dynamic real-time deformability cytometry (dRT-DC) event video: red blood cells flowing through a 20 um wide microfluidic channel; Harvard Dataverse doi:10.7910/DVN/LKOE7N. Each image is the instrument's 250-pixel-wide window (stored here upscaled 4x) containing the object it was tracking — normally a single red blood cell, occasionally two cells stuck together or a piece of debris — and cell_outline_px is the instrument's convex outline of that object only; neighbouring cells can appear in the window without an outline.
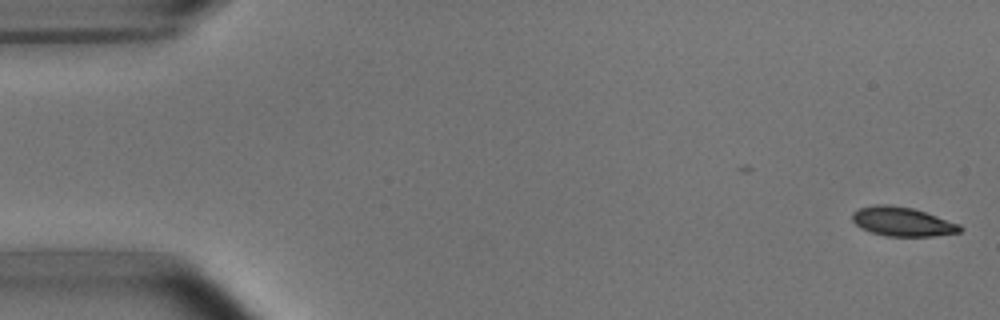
{"species": "common noctule bat (a hibernating species)", "species_latin": "Nyctalus noctula", "temperature_condition": "room temperature", "stored_images_in_passage": 4, "camera_frame_rate_fps": 3000, "um_per_image_px": 0.085, "animal": {"sex": "male", "body_mass_g": 15.6}, "frame": {"image": 1, "passage_image": 1, "time_ms": 0.0, "image_size_px": [1000, 320], "cell_outline_px": [[964, 228], [960, 232], [932, 236], [888, 236], [872, 232], [860, 228], [852, 220], [852, 212], [860, 208], [876, 204], [884, 204], [912, 208], [960, 224]], "centroid_in_image_um": [76.69, 18.84], "position_along_channel_um": 8.3, "area_um2": 18.09}}
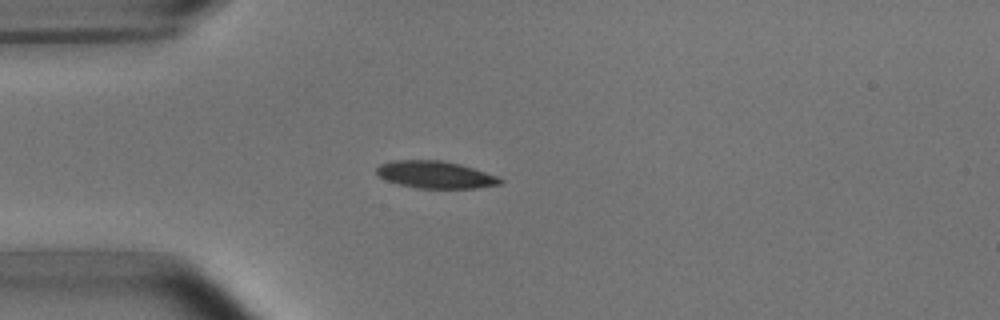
{"frame": {"image": 2, "passage_image": 4, "time_ms": 4.333, "image_size_px": [1000, 320], "cell_outline_px": [[504, 180], [500, 184], [476, 188], [416, 188], [396, 184], [380, 176], [376, 172], [376, 168], [380, 164], [392, 160], [440, 160], [460, 164], [496, 176]], "centroid_in_image_um": [36.97, 14.85], "position_along_channel_um": 48.0, "area_um2": 19.48}}